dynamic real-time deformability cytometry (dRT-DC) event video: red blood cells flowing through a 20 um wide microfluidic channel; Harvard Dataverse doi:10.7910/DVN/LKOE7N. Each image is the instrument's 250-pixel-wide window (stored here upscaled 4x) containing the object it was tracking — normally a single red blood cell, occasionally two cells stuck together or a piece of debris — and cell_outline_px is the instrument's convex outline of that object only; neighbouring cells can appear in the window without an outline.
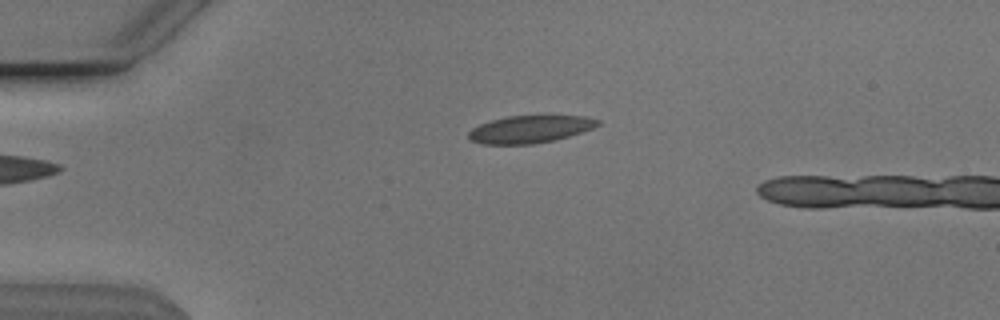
{"species": "Egyptian fruit bat (a non-hibernating species)", "species_latin": "Rousettus aegyptiacus", "temperature_condition": "cold", "stored_images_in_passage": 4, "camera_frame_rate_fps": 3000, "um_per_image_px": 0.085, "animal": {"sex": "male"}, "frame": {"image": 1, "passage_image": 1, "time_ms": 0.0, "image_size_px": [1000, 320], "cell_outline_px": [[600, 124], [592, 128], [556, 140], [532, 144], [484, 144], [468, 140], [468, 132], [472, 128], [480, 124], [492, 120], [508, 116], [584, 116], [600, 120]], "centroid_in_image_um": [45.02, 10.99], "position_along_channel_um": 40.0, "area_um2": 20.52}}